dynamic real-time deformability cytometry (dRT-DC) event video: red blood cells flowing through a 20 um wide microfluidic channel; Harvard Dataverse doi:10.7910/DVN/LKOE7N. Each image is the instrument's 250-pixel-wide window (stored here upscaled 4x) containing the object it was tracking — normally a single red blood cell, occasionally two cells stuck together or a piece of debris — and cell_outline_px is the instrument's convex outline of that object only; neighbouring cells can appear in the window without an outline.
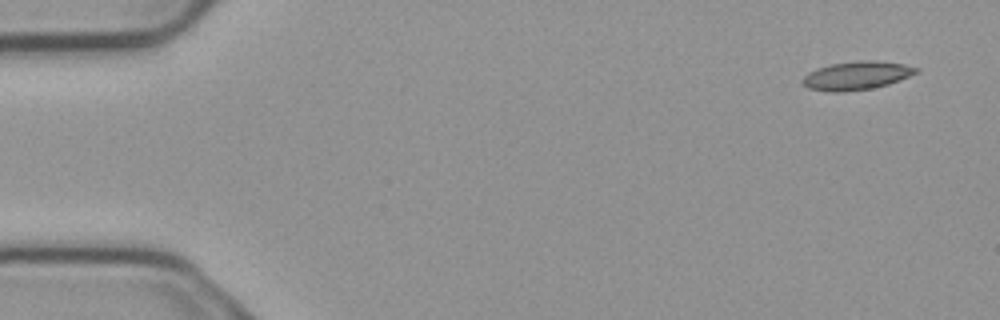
{"species": "common noctule bat (a hibernating species)", "species_latin": "Nyctalus noctula", "temperature_condition": "cold", "stored_images_in_passage": 6, "camera_frame_rate_fps": 3000, "um_per_image_px": 0.085, "animal": {"sex": "male", "body_mass_g": 23.1, "forearm_length_mm": 52.7}, "frame": {"image": 1, "passage_image": 1, "time_ms": 0.0, "image_size_px": [1000, 320], "cell_outline_px": [[920, 72], [888, 84], [872, 88], [836, 92], [832, 92], [808, 88], [800, 80], [808, 72], [816, 68], [832, 64], [856, 60], [876, 60], [904, 64], [920, 68]], "centroid_in_image_um": [72.82, 6.4], "position_along_channel_um": 12.2, "area_um2": 18.84}}
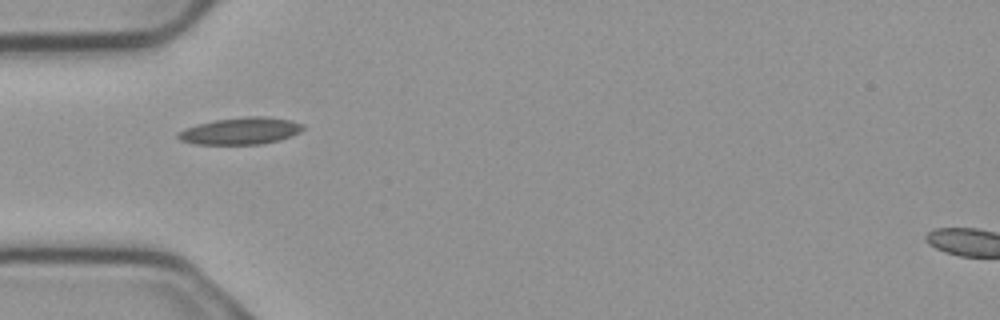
{"frame": {"image": 2, "passage_image": 5, "time_ms": 1.333, "image_size_px": [1000, 320], "cell_outline_px": [[304, 128], [300, 132], [292, 136], [280, 140], [260, 144], [196, 144], [180, 140], [176, 136], [176, 132], [184, 128], [196, 124], [212, 120], [244, 116], [264, 116], [292, 120], [304, 124]], "centroid_in_image_um": [20.44, 11.12], "position_along_channel_um": 64.6, "area_um2": 19.94}}
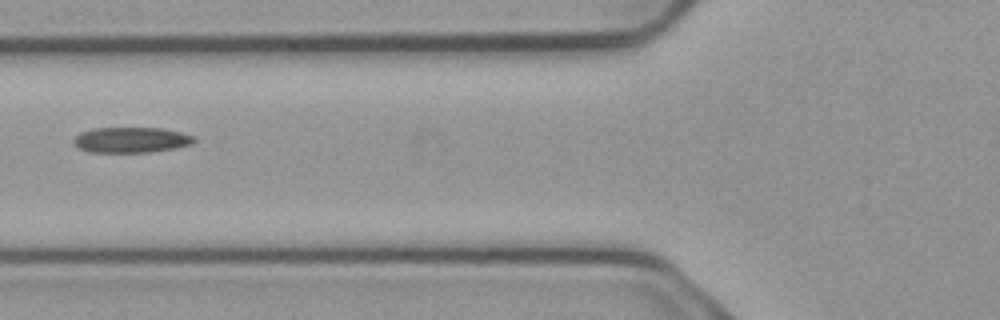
{"frame": {"image": 3, "passage_image": 6, "time_ms": 1.667, "image_size_px": [1000, 320], "cell_outline_px": [[196, 140], [192, 144], [152, 152], [88, 152], [80, 148], [72, 140], [80, 132], [92, 128], [164, 128], [180, 132], [192, 136]], "centroid_in_image_um": [11.13, 11.89], "position_along_channel_um": 114.7, "area_um2": 17.8}}